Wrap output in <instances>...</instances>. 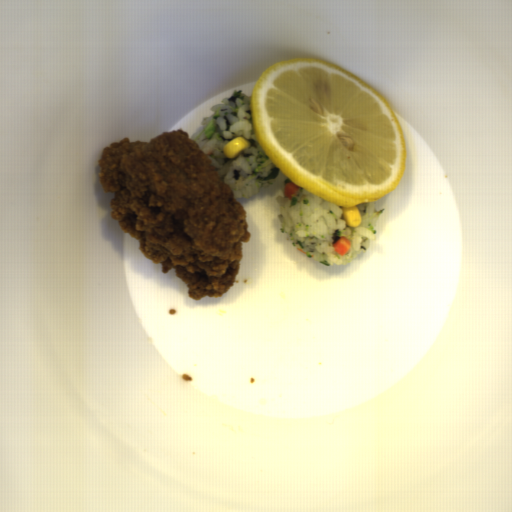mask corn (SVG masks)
I'll return each mask as SVG.
<instances>
[{
  "label": "corn",
  "mask_w": 512,
  "mask_h": 512,
  "mask_svg": "<svg viewBox=\"0 0 512 512\" xmlns=\"http://www.w3.org/2000/svg\"><path fill=\"white\" fill-rule=\"evenodd\" d=\"M249 146L244 137H234L231 141L223 145L222 151L226 158L234 159L244 149Z\"/></svg>",
  "instance_id": "51d56268"
},
{
  "label": "corn",
  "mask_w": 512,
  "mask_h": 512,
  "mask_svg": "<svg viewBox=\"0 0 512 512\" xmlns=\"http://www.w3.org/2000/svg\"><path fill=\"white\" fill-rule=\"evenodd\" d=\"M342 220L352 228H358L362 222V215L357 207H342Z\"/></svg>",
  "instance_id": "f1292c28"
}]
</instances>
